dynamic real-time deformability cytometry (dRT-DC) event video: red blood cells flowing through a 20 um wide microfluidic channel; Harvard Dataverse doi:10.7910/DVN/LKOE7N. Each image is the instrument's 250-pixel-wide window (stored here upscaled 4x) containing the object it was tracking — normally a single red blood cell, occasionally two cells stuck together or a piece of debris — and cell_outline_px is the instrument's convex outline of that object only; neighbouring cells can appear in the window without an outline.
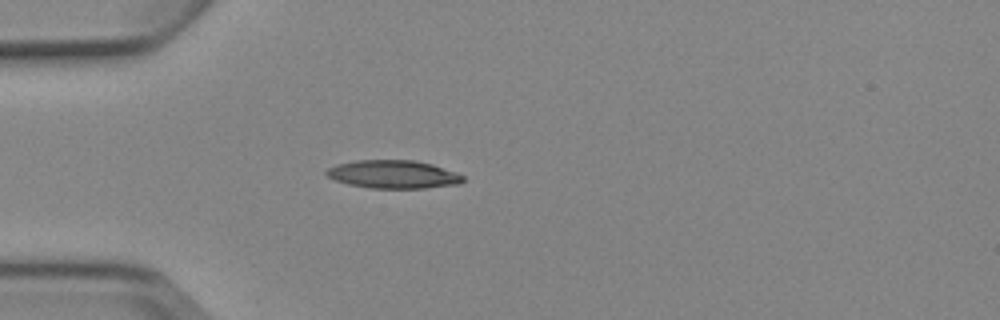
{"species": "Egyptian fruit bat (a non-hibernating species)", "species_latin": "Rousettus aegyptiacus", "temperature_condition": "cold", "stored_images_in_passage": 4, "camera_frame_rate_fps": 3000, "um_per_image_px": 0.085, "animal": {"sex": "female"}, "frame": {"image": 1, "passage_image": 4, "time_ms": 3.667, "image_size_px": [1000, 320], "cell_outline_px": [[464, 180], [460, 184], [424, 188], [368, 188], [348, 184], [336, 180], [328, 176], [324, 172], [328, 168], [336, 164], [356, 160], [412, 160], [432, 164], [456, 172], [464, 176]], "centroid_in_image_um": [33.43, 14.82], "position_along_channel_um": 51.6, "area_um2": 22.43}}